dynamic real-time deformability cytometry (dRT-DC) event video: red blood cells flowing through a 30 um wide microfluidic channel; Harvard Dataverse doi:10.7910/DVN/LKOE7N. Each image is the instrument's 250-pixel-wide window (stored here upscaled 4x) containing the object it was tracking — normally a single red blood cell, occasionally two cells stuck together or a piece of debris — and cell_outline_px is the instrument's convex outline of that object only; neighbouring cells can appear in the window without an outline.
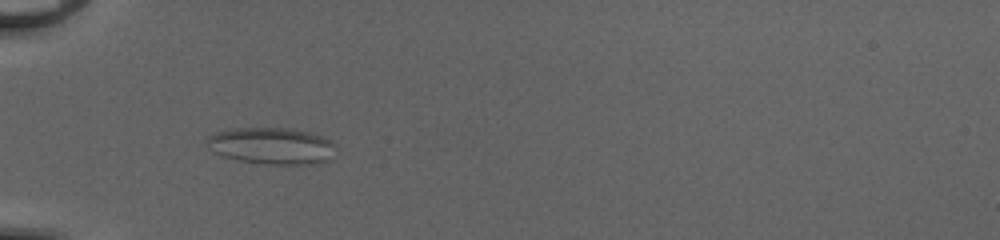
{"species": "common noctule bat (a hibernating species)", "species_latin": "Nyctalus noctula", "temperature_condition": "cold", "stored_images_in_passage": 40, "camera_frame_rate_fps": 3000, "um_per_image_px": 0.085, "animal": {"sex": "female", "body_mass_g": 20.0, "forearm_length_mm": 54.0}, "frame": {"image": 1, "passage_image": 6, "time_ms": 1.667, "image_size_px": [1000, 240], "cell_outline_px": [[332, 144], [324, 160], [316, 164], [264, 164], [240, 160], [220, 156], [212, 152], [208, 148], [208, 136], [216, 132], [232, 128], [284, 128], [304, 132], [320, 136], [328, 140]], "centroid_in_image_um": [22.92, 12.4], "position_along_channel_um": 62.1, "area_um2": 26.7}}
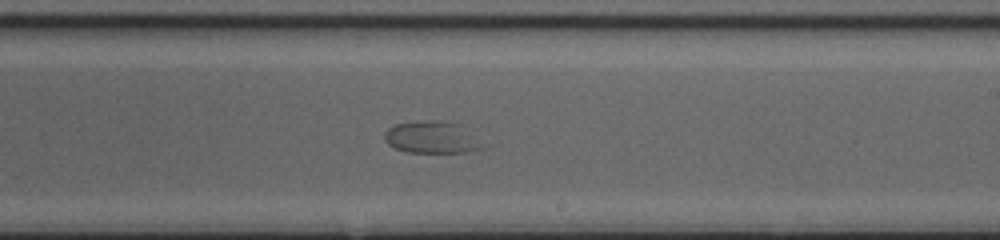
{"frame": {"image": 2, "passage_image": 21, "time_ms": 6.667, "image_size_px": [1000, 240], "cell_outline_px": [[492, 144], [484, 148], [468, 152], [408, 152], [396, 148], [388, 144], [384, 140], [384, 132], [388, 128], [396, 124], [436, 120], [440, 120], [456, 124]], "centroid_in_image_um": [36.81, 11.7], "position_along_channel_um": 252.2, "area_um2": 18.5}}
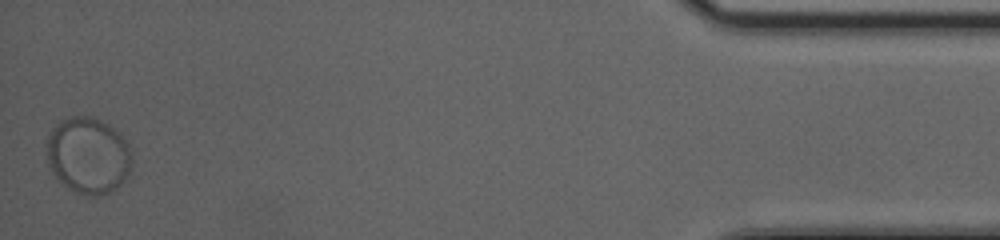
{"frame": {"image": 3, "passage_image": 40, "time_ms": 13.0, "image_size_px": [1000, 240], "cell_outline_px": [[132, 164], [124, 180], [112, 192], [100, 196], [92, 196], [76, 192], [68, 188], [52, 172], [48, 160], [48, 136], [52, 128], [60, 120], [68, 116], [92, 116], [108, 124], [128, 144], [132, 160]], "centroid_in_image_um": [7.5, 13.21], "position_along_channel_um": 427.7, "area_um2": 37.69}}